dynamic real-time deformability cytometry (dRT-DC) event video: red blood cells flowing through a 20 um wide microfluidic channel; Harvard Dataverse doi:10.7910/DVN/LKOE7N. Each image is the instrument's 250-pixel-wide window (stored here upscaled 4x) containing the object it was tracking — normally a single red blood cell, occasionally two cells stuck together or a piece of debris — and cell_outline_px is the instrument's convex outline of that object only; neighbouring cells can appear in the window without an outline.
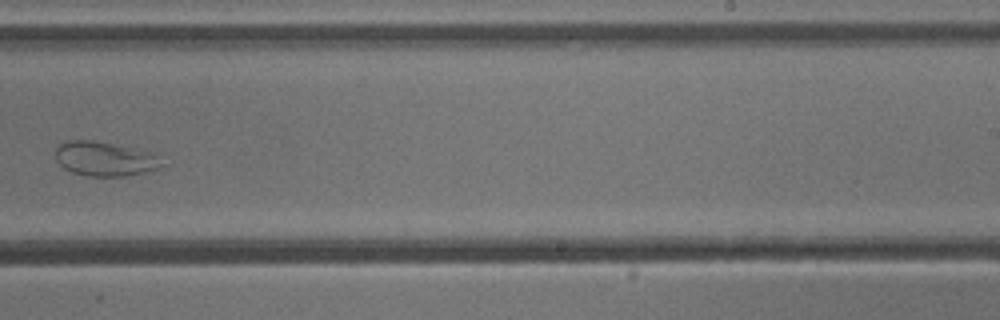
{"species": "common noctule bat (a hibernating species)", "species_latin": "Nyctalus noctula", "temperature_condition": "cold", "stored_images_in_passage": 10, "camera_frame_rate_fps": 3000, "um_per_image_px": 0.085, "animal": {"sex": "male", "body_mass_g": 13.3}, "frame": {"image": 1, "passage_image": 10, "time_ms": 3.0, "image_size_px": [1000, 320], "cell_outline_px": [[172, 164], [160, 168], [144, 172], [124, 176], [88, 176], [72, 172], [64, 168], [56, 160], [56, 144], [64, 140], [92, 140], [156, 152]], "centroid_in_image_um": [9.02, 13.49], "position_along_channel_um": 280.0, "area_um2": 22.08}}